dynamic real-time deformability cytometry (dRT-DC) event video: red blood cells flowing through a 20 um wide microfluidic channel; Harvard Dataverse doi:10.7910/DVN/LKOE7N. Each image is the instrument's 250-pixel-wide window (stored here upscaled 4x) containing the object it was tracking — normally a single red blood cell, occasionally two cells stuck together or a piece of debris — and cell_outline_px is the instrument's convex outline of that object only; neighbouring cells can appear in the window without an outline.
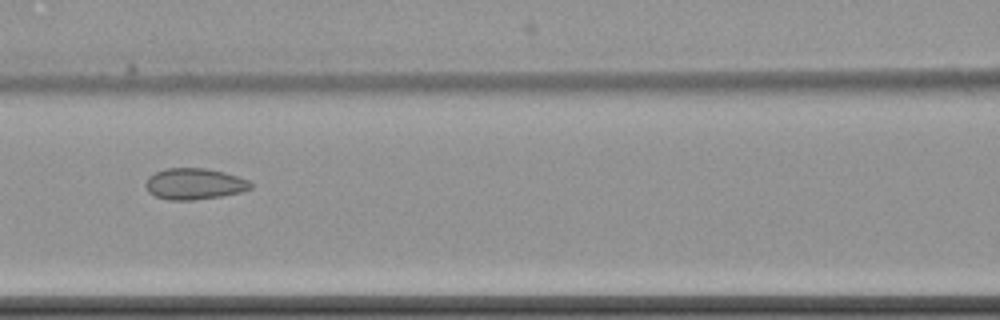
{"species": "common noctule bat (a hibernating species)", "species_latin": "Nyctalus noctula", "temperature_condition": "cold", "stored_images_in_passage": 14, "camera_frame_rate_fps": 3000, "um_per_image_px": 0.085, "animal": {"sex": "female", "body_mass_g": 22.7, "forearm_length_mm": 54.2}, "frame": {"image": 1, "passage_image": 7, "time_ms": 7.667, "image_size_px": [1000, 320], "cell_outline_px": [[252, 188], [240, 192], [220, 196], [192, 200], [168, 200], [156, 196], [148, 192], [144, 184], [148, 176], [156, 172], [168, 168], [204, 168], [224, 172], [248, 180], [252, 184]], "centroid_in_image_um": [16.49, 15.63], "position_along_channel_um": 150.1, "area_um2": 19.02}}
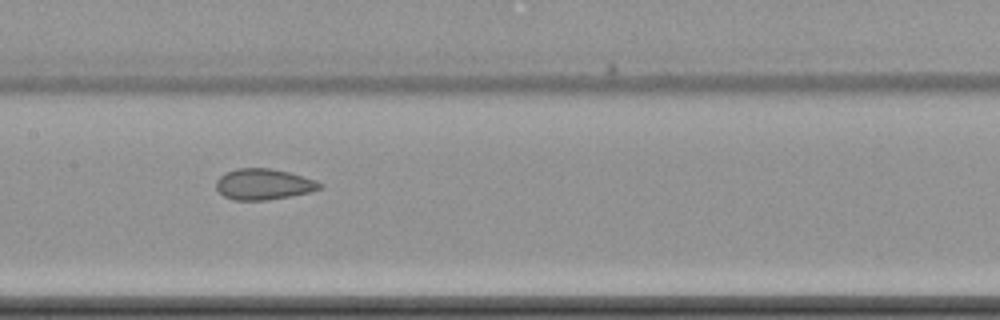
{"frame": {"image": 2, "passage_image": 8, "time_ms": 8.667, "image_size_px": [1000, 320], "cell_outline_px": [[324, 188], [312, 192], [292, 196], [268, 200], [236, 200], [224, 196], [216, 188], [216, 180], [224, 172], [236, 168], [268, 168], [288, 172], [316, 180], [324, 184]], "centroid_in_image_um": [22.44, 15.66], "position_along_channel_um": 185.0, "area_um2": 18.9}}
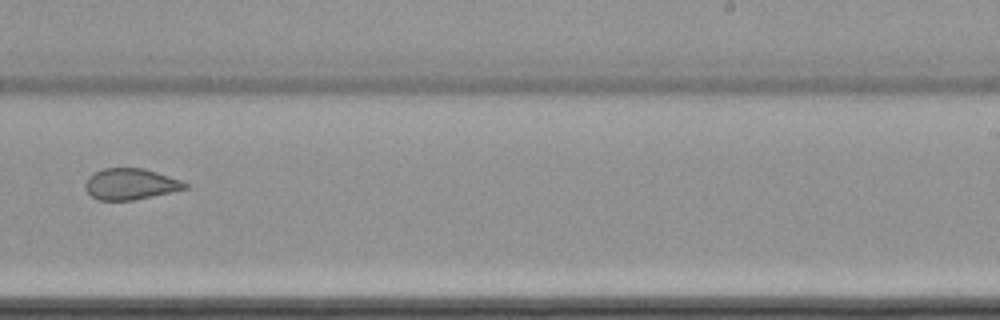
{"frame": {"image": 3, "passage_image": 10, "time_ms": 11.333, "image_size_px": [1000, 320], "cell_outline_px": [[188, 188], [172, 192], [132, 200], [96, 200], [84, 188], [84, 184], [88, 176], [104, 168], [144, 168], [180, 180], [188, 184]], "centroid_in_image_um": [11.07, 15.65], "position_along_channel_um": 277.9, "area_um2": 18.03}, "authors_computed_cell_mechanics": {"area_um2": 20.5479, "velocity_mm_per_s": 3.5112, "shape_relaxation_time_tau1_ms": null, "shape_relaxation_time_tau2_ms": 2.9539, "deformation_change_tau1": null, "deformation_change_tau2": 0.0601}}